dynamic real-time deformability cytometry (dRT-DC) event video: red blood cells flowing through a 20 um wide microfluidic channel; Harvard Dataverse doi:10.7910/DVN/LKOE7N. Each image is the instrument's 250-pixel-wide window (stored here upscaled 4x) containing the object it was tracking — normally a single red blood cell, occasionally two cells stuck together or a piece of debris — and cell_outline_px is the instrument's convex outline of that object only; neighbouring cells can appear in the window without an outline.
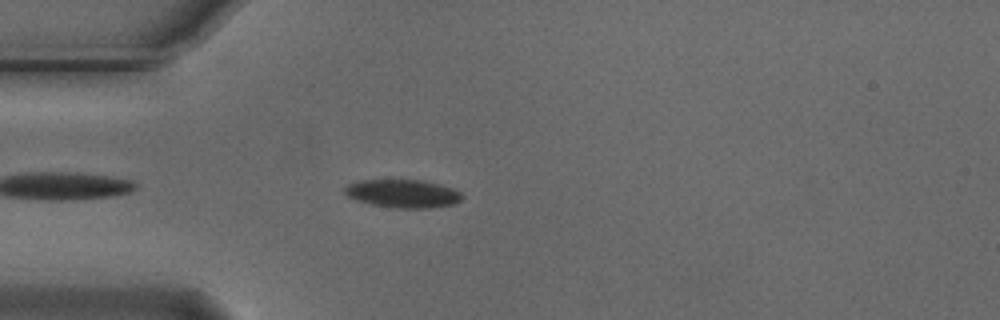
{"species": "Egyptian fruit bat (a non-hibernating species)", "species_latin": "Rousettus aegyptiacus", "temperature_condition": "cold", "stored_images_in_passage": 44, "camera_frame_rate_fps": 3000, "um_per_image_px": 0.085, "animal": {"sex": "male"}, "frame": {"image": 1, "passage_image": 4, "time_ms": 1.0, "image_size_px": [1000, 320], "cell_outline_px": [[464, 196], [456, 204], [432, 208], [396, 208], [372, 204], [356, 200], [348, 196], [344, 192], [344, 188], [348, 184], [360, 180], [424, 180], [440, 184], [452, 188], [460, 192]], "centroid_in_image_um": [34.27, 16.45], "position_along_channel_um": 50.7, "area_um2": 19.36}}
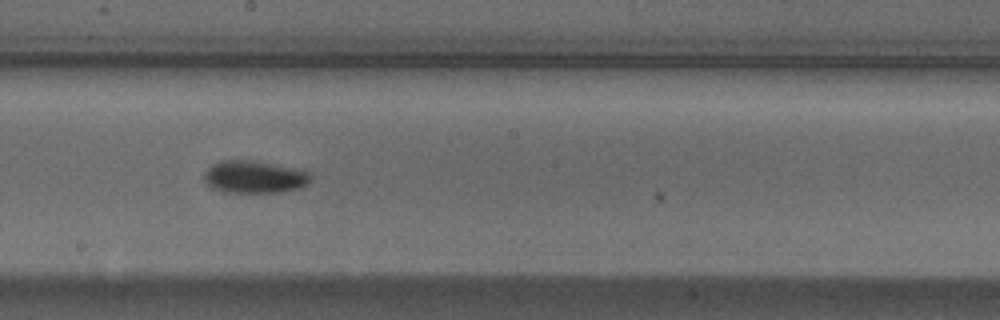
{"frame": {"image": 2, "passage_image": 19, "time_ms": 6.0, "image_size_px": [1000, 320], "cell_outline_px": [[312, 176], [308, 184], [300, 188], [280, 192], [224, 192], [212, 188], [204, 180], [204, 172], [212, 164], [220, 160], [252, 160], [304, 168]], "centroid_in_image_um": [21.67, 15.02], "position_along_channel_um": 226.5, "area_um2": 20.58}}
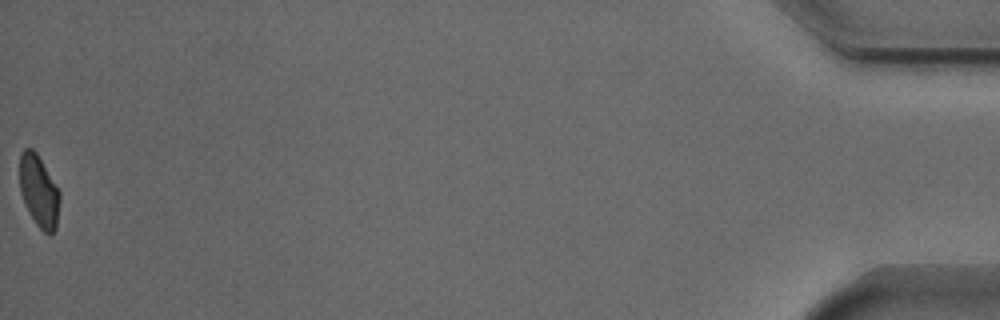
{"frame": {"image": 3, "passage_image": 44, "time_ms": 14.333, "image_size_px": [1000, 320], "cell_outline_px": [[60, 200], [56, 228], [52, 232], [44, 232], [36, 224], [28, 212], [20, 192], [20, 152], [24, 148], [32, 148], [36, 152], [60, 192]], "centroid_in_image_um": [3.3, 16.23], "position_along_channel_um": 431.9, "area_um2": 16.65}, "authors_computed_cell_mechanics": {"area_um2": 18.8428, "velocity_mm_per_s": 3.7201, "shape_relaxation_time_tau1_ms": 5.6054, "shape_relaxation_time_tau2_ms": null, "deformation_change_tau1": 0.1236, "deformation_change_tau2": null}}